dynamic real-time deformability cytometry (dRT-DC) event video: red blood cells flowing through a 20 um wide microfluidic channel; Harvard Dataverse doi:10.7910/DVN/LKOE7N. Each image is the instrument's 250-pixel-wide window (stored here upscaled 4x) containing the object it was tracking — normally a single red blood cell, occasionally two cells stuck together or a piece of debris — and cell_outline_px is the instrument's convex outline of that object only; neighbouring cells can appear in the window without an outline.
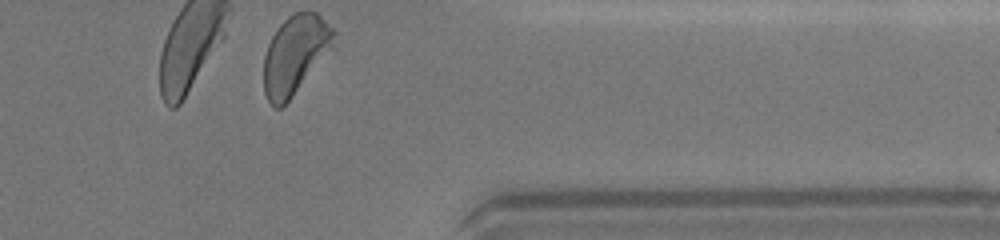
{"species": "human", "species_latin": "Homo sapiens", "temperature_condition": "warm", "stored_images_in_passage": 25, "camera_frame_rate_fps": 3000, "um_per_image_px": 0.085, "donor": {"sex": "female"}, "frame": {"image": 1, "passage_image": 25, "time_ms": 8.0, "image_size_px": [1000, 240], "cell_outline_px": [[336, 32], [332, 44], [292, 96], [280, 108], [276, 108], [268, 100], [264, 92], [264, 56], [268, 44], [276, 28], [292, 12], [316, 12]], "centroid_in_image_um": [25.02, 4.61], "position_along_channel_um": 386.4, "area_um2": 30.98}, "authors_computed_cell_mechanics": {"area_um2": 32.079, "velocity_mm_per_s": 4.3938, "shape_relaxation_time_tau1_ms": 2.9865, "shape_relaxation_time_tau2_ms": 0.8465, "deformation_change_tau1": 0.1321, "deformation_change_tau2": 0.0588}}